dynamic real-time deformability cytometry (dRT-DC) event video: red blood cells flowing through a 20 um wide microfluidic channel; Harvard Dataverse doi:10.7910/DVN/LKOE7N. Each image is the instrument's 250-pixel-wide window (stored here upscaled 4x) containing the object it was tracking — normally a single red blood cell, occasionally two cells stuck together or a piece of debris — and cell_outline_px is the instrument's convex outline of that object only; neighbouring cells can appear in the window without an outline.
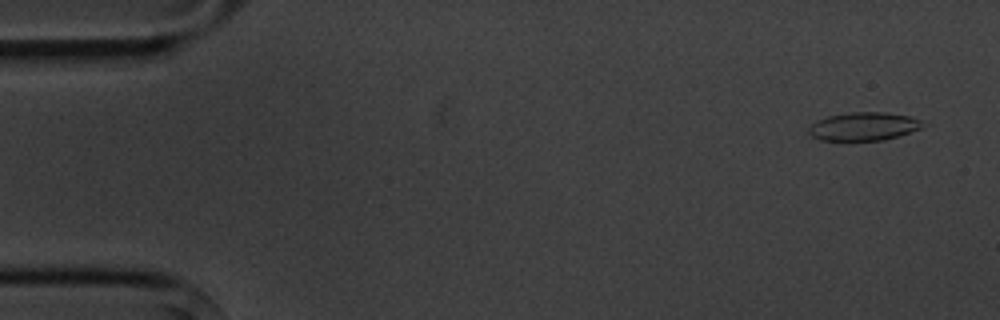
{"species": "common noctule bat (a hibernating species)", "species_latin": "Nyctalus noctula", "temperature_condition": "cold", "stored_images_in_passage": 8, "camera_frame_rate_fps": 3000, "um_per_image_px": 0.085, "animal": {"sex": "male", "body_mass_g": 20.1, "forearm_length_mm": 53.5}, "frame": {"image": 1, "passage_image": 1, "time_ms": 0.0, "image_size_px": [1000, 320], "cell_outline_px": [[928, 124], [920, 128], [884, 140], [820, 140], [812, 136], [808, 132], [808, 128], [812, 124], [828, 116], [848, 112], [884, 112], [908, 116], [920, 120]], "centroid_in_image_um": [73.41, 10.74], "position_along_channel_um": 11.6, "area_um2": 18.55}}
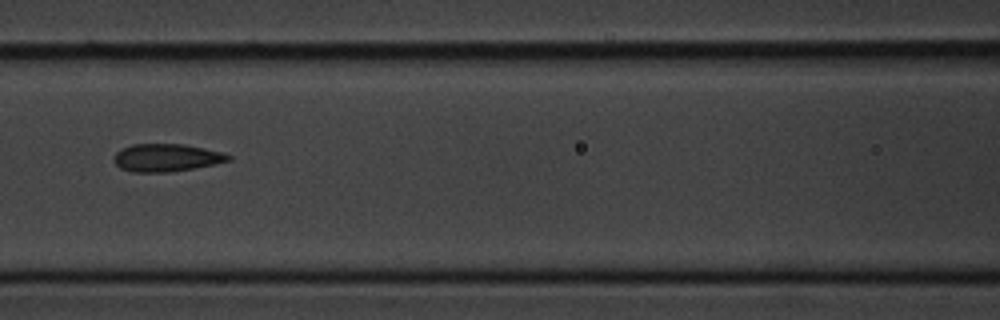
{"frame": {"image": 2, "passage_image": 7, "time_ms": 7.0, "image_size_px": [1000, 320], "cell_outline_px": [[232, 160], [216, 164], [168, 172], [132, 172], [120, 168], [112, 160], [112, 156], [116, 152], [132, 144], [184, 144], [224, 152], [232, 156]], "centroid_in_image_um": [14.15, 13.4], "position_along_channel_um": 152.4, "area_um2": 18.61}}
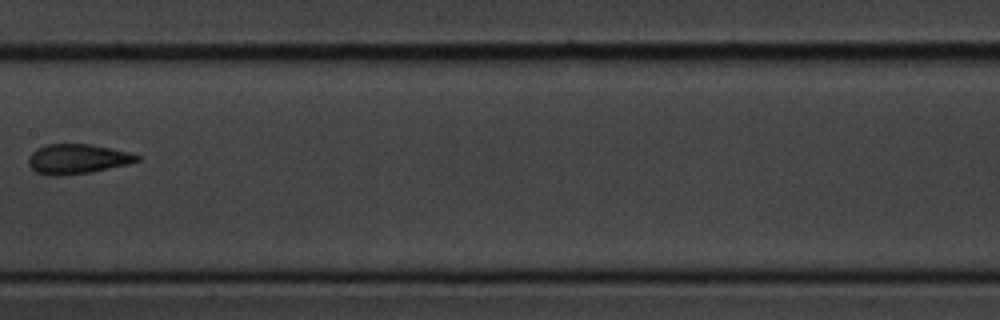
{"frame": {"image": 3, "passage_image": 8, "time_ms": 8.333, "image_size_px": [1000, 320], "cell_outline_px": [[144, 156], [140, 160], [128, 164], [88, 172], [56, 176], [52, 176], [36, 172], [28, 164], [28, 156], [36, 148], [48, 144], [92, 144], [112, 148]], "centroid_in_image_um": [6.58, 13.5], "position_along_channel_um": 200.8, "area_um2": 18.84}}